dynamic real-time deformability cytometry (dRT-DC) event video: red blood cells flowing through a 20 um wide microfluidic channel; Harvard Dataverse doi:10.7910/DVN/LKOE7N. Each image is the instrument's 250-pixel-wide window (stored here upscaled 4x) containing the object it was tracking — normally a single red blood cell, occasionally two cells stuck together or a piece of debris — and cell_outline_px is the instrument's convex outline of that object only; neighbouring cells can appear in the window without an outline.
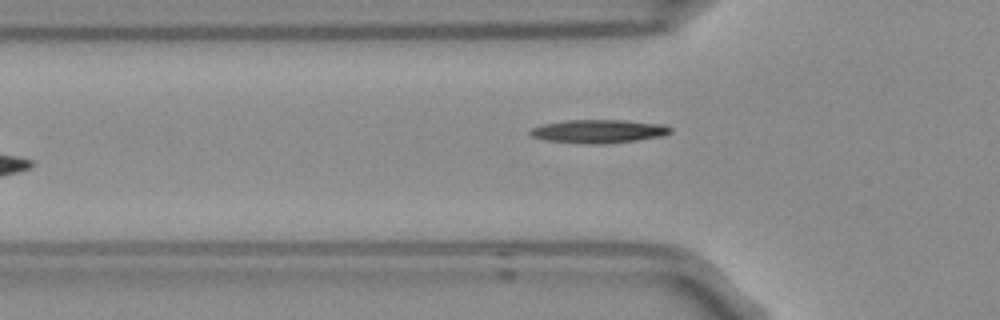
{"species": "Egyptian fruit bat (a non-hibernating species)", "species_latin": "Rousettus aegyptiacus", "temperature_condition": "room temperature", "stored_images_in_passage": 4, "camera_frame_rate_fps": 3000, "um_per_image_px": 0.085, "frame": {"image": 1, "passage_image": 4, "time_ms": 1.0, "image_size_px": [1000, 320], "cell_outline_px": [[672, 132], [664, 136], [636, 140], [604, 144], [584, 144], [544, 140], [532, 136], [528, 132], [532, 128], [540, 124], [564, 120], [624, 120], [664, 124], [672, 128]], "centroid_in_image_um": [50.87, 11.16], "position_along_channel_um": 74.9, "area_um2": 19.42}}